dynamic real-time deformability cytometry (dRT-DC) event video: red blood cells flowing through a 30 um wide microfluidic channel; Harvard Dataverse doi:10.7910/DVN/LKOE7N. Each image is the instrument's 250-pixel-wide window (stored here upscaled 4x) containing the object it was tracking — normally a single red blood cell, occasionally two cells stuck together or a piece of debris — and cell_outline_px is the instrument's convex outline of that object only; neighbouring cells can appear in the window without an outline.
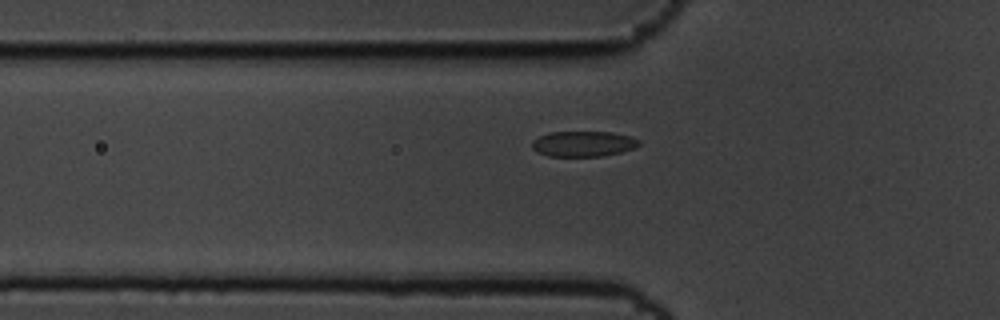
{"species": "common noctule bat (a hibernating species)", "species_latin": "Nyctalus noctula", "temperature_condition": "cold", "stored_images_in_passage": 43, "camera_frame_rate_fps": 3000, "um_per_image_px": 0.085, "animal": {"sex": "male", "body_mass_g": 19.5, "forearm_length_mm": 54.6}, "frame": {"image": 1, "passage_image": 9, "time_ms": 2.667, "image_size_px": [1000, 320], "cell_outline_px": [[640, 144], [632, 148], [620, 152], [604, 156], [548, 156], [536, 152], [532, 148], [532, 140], [548, 132], [612, 132], [628, 136], [640, 140]], "centroid_in_image_um": [49.54, 12.22], "position_along_channel_um": 76.3, "area_um2": 15.84}}
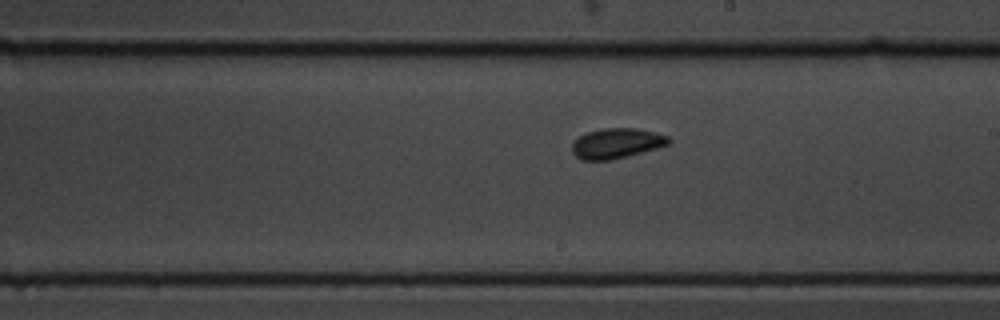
{"frame": {"image": 2, "passage_image": 23, "time_ms": 7.333, "image_size_px": [1000, 320], "cell_outline_px": [[672, 144], [628, 156], [612, 160], [584, 160], [576, 156], [572, 152], [572, 144], [580, 136], [588, 132], [600, 128], [636, 128], [656, 132], [668, 136], [672, 140]], "centroid_in_image_um": [52.46, 12.18], "position_along_channel_um": 236.5, "area_um2": 17.11}}
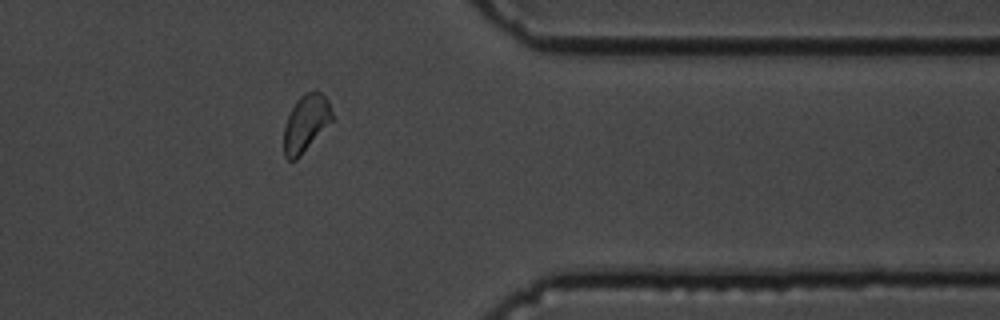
{"frame": {"image": 3, "passage_image": 37, "time_ms": 12.0, "image_size_px": [1000, 320], "cell_outline_px": [[332, 120], [300, 156], [296, 160], [288, 160], [284, 156], [284, 124], [296, 100], [304, 92], [316, 88], [328, 100], [332, 112]], "centroid_in_image_um": [25.98, 10.44], "position_along_channel_um": 385.4, "area_um2": 16.01}}